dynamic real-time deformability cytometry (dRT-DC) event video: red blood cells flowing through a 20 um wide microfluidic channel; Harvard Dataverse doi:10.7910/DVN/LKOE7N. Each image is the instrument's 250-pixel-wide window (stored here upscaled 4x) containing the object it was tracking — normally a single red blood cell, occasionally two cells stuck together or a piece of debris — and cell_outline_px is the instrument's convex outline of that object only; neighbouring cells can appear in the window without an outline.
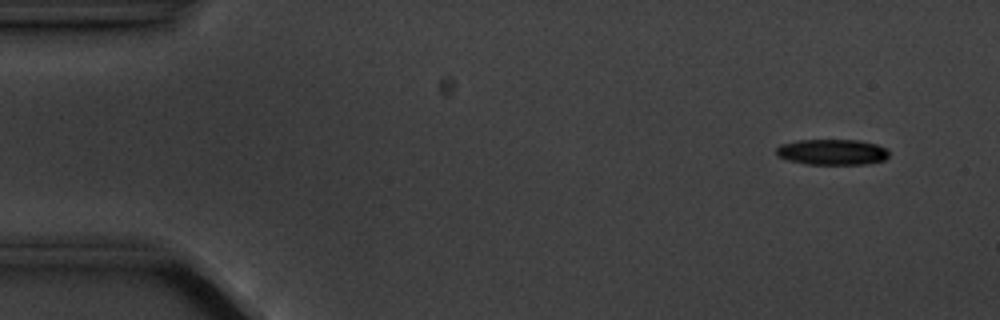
{"species": "common noctule bat (a hibernating species)", "species_latin": "Nyctalus noctula", "temperature_condition": "cold", "stored_images_in_passage": 5, "camera_frame_rate_fps": 3000, "um_per_image_px": 0.085, "animal": {"sex": "male", "body_mass_g": 20.1, "forearm_length_mm": 53.5}, "frame": {"image": 1, "passage_image": 1, "time_ms": 0.0, "image_size_px": [1000, 320], "cell_outline_px": [[888, 156], [884, 160], [864, 164], [804, 164], [788, 160], [776, 156], [776, 148], [780, 144], [796, 140], [860, 140], [876, 144], [884, 148], [888, 152]], "centroid_in_image_um": [70.68, 12.92], "position_along_channel_um": 14.3, "area_um2": 16.94}}